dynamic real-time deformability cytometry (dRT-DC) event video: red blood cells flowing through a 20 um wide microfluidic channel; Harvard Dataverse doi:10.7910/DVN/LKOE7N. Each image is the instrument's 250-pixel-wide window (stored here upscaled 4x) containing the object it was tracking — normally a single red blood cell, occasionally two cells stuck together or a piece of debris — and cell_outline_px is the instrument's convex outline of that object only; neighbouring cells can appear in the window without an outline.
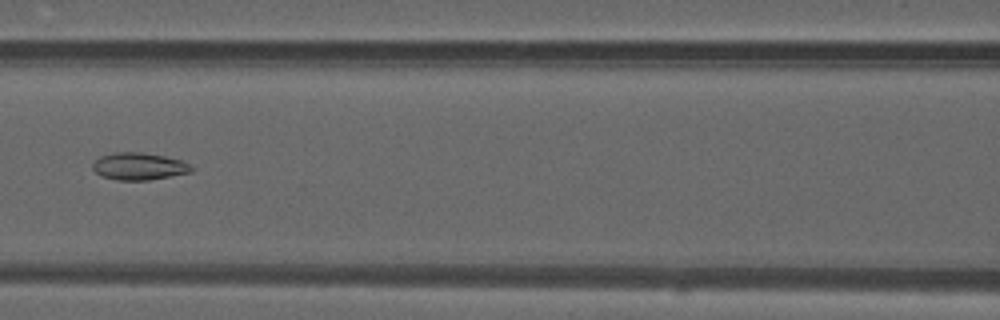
{"species": "common noctule bat (a hibernating species)", "species_latin": "Nyctalus noctula", "temperature_condition": "warm", "stored_images_in_passage": 45, "camera_frame_rate_fps": 3000, "um_per_image_px": 0.085, "animal": {"sex": "male", "forearm_length_mm": 52.5}, "frame": {"image": 1, "passage_image": 23, "time_ms": 7.333, "image_size_px": [1000, 320], "cell_outline_px": [[196, 168], [192, 172], [148, 180], [116, 180], [100, 176], [92, 168], [92, 164], [100, 156], [116, 152], [140, 152], [164, 156], [184, 160]], "centroid_in_image_um": [11.84, 14.14], "position_along_channel_um": 154.8, "area_um2": 15.84}}
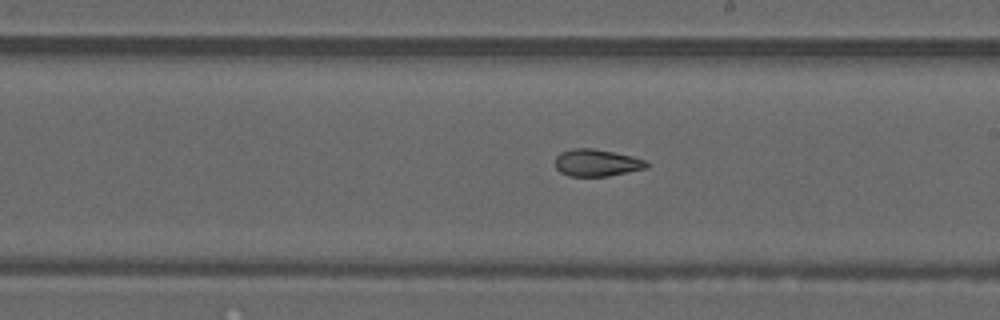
{"frame": {"image": 2, "passage_image": 29, "time_ms": 9.333, "image_size_px": [1000, 320], "cell_outline_px": [[648, 168], [608, 176], [568, 176], [560, 172], [556, 168], [556, 156], [560, 152], [576, 148], [592, 148], [632, 156], [644, 160], [648, 164]], "centroid_in_image_um": [50.71, 13.84], "position_along_channel_um": 238.3, "area_um2": 14.33}}
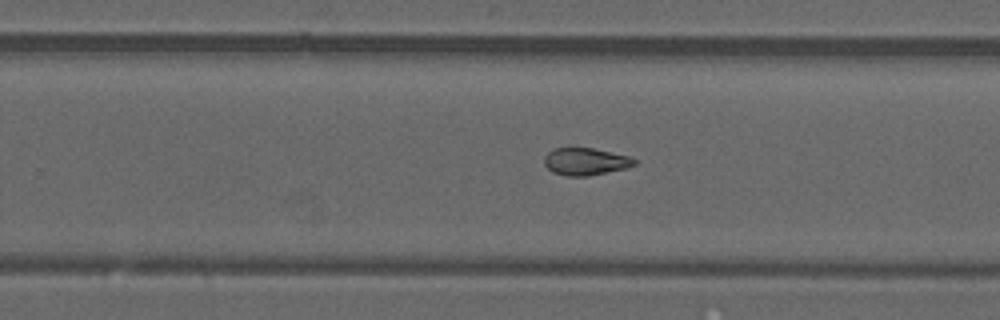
{"frame": {"image": 3, "passage_image": 32, "time_ms": 10.333, "image_size_px": [1000, 320], "cell_outline_px": [[636, 164], [624, 168], [588, 176], [568, 176], [552, 172], [544, 164], [544, 156], [552, 148], [592, 148], [628, 156], [636, 160]], "centroid_in_image_um": [49.72, 13.73], "position_along_channel_um": 280.1, "area_um2": 14.16}}